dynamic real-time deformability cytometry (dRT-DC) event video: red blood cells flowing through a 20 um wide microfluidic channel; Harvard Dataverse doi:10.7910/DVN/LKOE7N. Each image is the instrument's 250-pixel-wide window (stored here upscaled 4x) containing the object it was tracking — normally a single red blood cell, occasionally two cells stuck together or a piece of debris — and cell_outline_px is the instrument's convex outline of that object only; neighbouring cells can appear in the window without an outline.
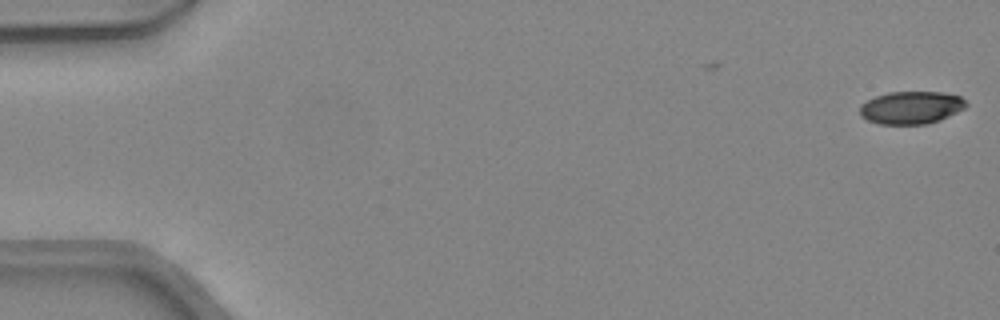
{"species": "common noctule bat (a hibernating species)", "species_latin": "Nyctalus noctula", "temperature_condition": "warm", "stored_images_in_passage": 3, "camera_frame_rate_fps": 3000, "um_per_image_px": 0.085, "animal": {"sex": "female", "body_mass_g": 24.6, "forearm_length_mm": 56.2}, "frame": {"image": 1, "passage_image": 3, "time_ms": 0.667, "image_size_px": [1000, 320], "cell_outline_px": [[968, 104], [964, 108], [940, 120], [924, 124], [880, 124], [868, 120], [860, 116], [860, 104], [876, 96], [888, 92], [940, 92], [960, 96]], "centroid_in_image_um": [77.43, 9.14], "position_along_channel_um": 7.6, "area_um2": 20.11}}